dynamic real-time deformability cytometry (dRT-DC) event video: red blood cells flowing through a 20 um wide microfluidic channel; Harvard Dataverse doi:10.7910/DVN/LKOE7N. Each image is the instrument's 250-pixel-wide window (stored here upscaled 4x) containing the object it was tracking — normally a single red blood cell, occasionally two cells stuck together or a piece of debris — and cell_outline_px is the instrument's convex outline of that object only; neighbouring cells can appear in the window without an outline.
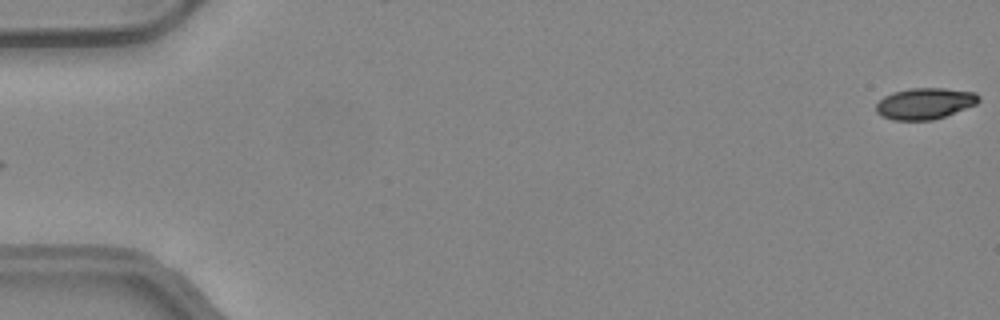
{"species": "common noctule bat (a hibernating species)", "species_latin": "Nyctalus noctula", "temperature_condition": "warm", "stored_images_in_passage": 50, "camera_frame_rate_fps": 3000, "um_per_image_px": 0.085, "animal": {"sex": "female", "body_mass_g": 24.6, "forearm_length_mm": 56.2}, "frame": {"image": 1, "passage_image": 1, "time_ms": 0.0, "image_size_px": [1000, 320], "cell_outline_px": [[980, 100], [976, 104], [944, 116], [932, 120], [892, 120], [876, 112], [876, 104], [884, 96], [892, 92], [908, 88], [944, 88], [976, 92], [980, 96]], "centroid_in_image_um": [78.61, 8.78], "position_along_channel_um": 6.4, "area_um2": 18.67}}
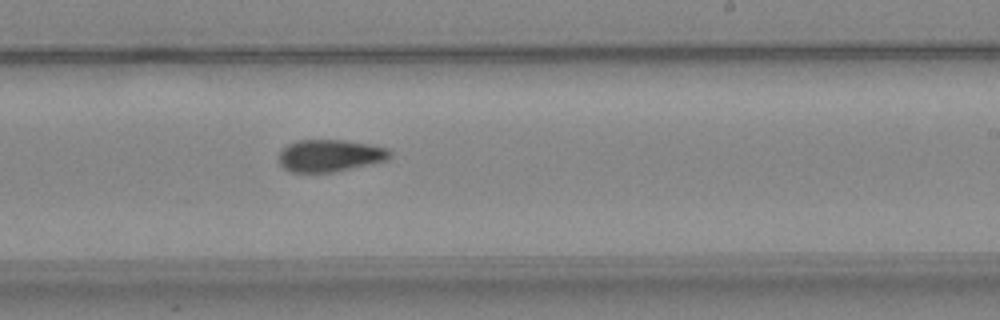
{"frame": {"image": 2, "passage_image": 31, "time_ms": 10.0, "image_size_px": [1000, 320], "cell_outline_px": [[392, 156], [388, 160], [332, 172], [292, 172], [284, 168], [280, 164], [280, 152], [288, 144], [296, 140], [344, 140], [368, 144], [388, 148], [392, 152]], "centroid_in_image_um": [28.07, 13.22], "position_along_channel_um": 260.9, "area_um2": 20.69}}
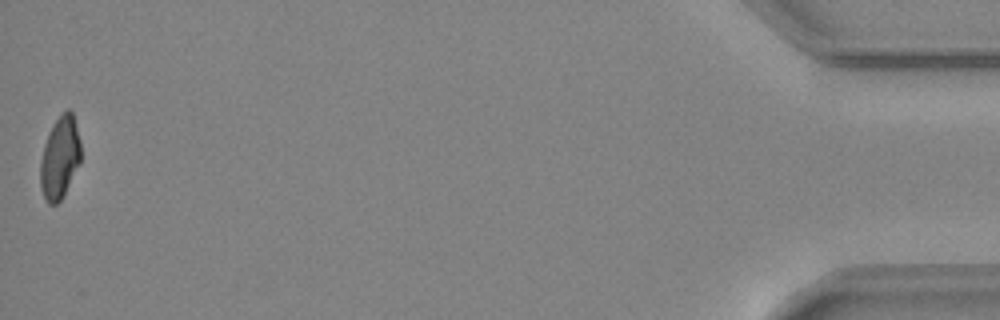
{"frame": {"image": 3, "passage_image": 50, "time_ms": 16.333, "image_size_px": [1000, 320], "cell_outline_px": [[80, 164], [60, 200], [56, 204], [48, 204], [40, 188], [40, 160], [44, 144], [48, 132], [52, 124], [68, 108], [72, 112], [80, 140]], "centroid_in_image_um": [5.07, 13.4], "position_along_channel_um": 430.1, "area_um2": 19.31}, "authors_computed_cell_mechanics": {"area_um2": 20.4901, "velocity_mm_per_s": 4.214, "shape_relaxation_time_tau1_ms": 7.3802, "shape_relaxation_time_tau2_ms": 7.5889, "deformation_change_tau1": 0.1807, "deformation_change_tau2": 0.1311}}